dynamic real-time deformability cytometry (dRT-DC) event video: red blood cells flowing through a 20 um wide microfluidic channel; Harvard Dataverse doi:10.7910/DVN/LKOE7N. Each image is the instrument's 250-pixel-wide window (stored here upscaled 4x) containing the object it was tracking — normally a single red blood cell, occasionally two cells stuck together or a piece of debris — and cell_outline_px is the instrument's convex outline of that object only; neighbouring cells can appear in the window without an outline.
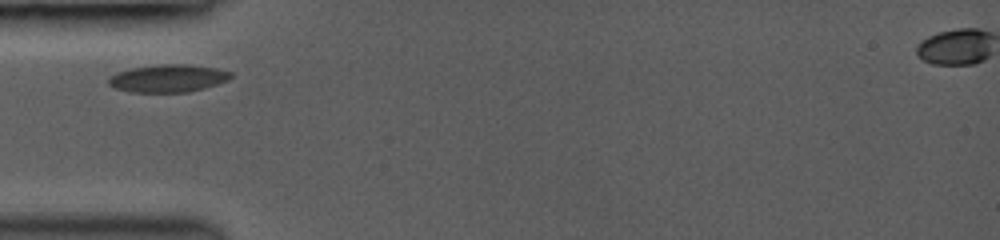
{"species": "common noctule bat (a hibernating species)", "species_latin": "Nyctalus noctula", "temperature_condition": "room temperature", "stored_images_in_passage": 18, "camera_frame_rate_fps": 3000, "um_per_image_px": 0.085, "animal": {"sex": "female", "body_mass_g": 19.0, "forearm_length_mm": 53.3}, "frame": {"image": 1, "passage_image": 1, "time_ms": 0.0, "image_size_px": [1000, 240], "cell_outline_px": [[232, 76], [228, 80], [204, 88], [188, 92], [132, 92], [116, 88], [108, 84], [108, 76], [116, 72], [132, 68], [160, 64], [184, 64], [216, 68], [232, 72]], "centroid_in_image_um": [14.27, 6.65], "position_along_channel_um": 70.7, "area_um2": 19.65}}
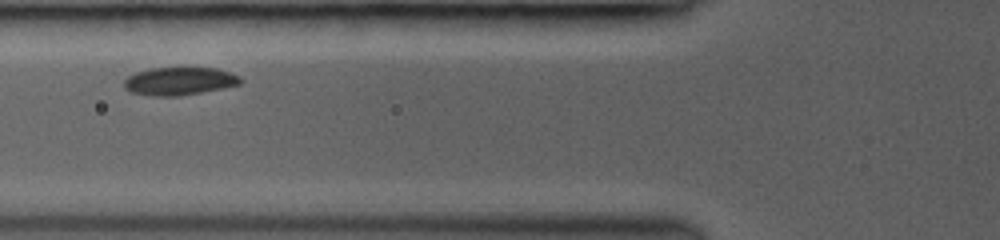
{"frame": {"image": 2, "passage_image": 6, "time_ms": 1.0, "image_size_px": [1000, 240], "cell_outline_px": [[244, 80], [240, 84], [224, 88], [180, 96], [152, 96], [132, 92], [124, 88], [124, 80], [128, 76], [136, 72], [152, 68], [184, 64], [216, 68], [240, 76]], "centroid_in_image_um": [15.28, 6.84], "position_along_channel_um": 110.5, "area_um2": 19.88}}
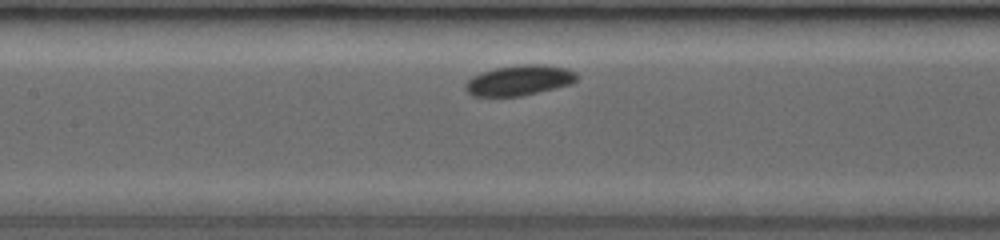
{"frame": {"image": 3, "passage_image": 12, "time_ms": 2.333, "image_size_px": [1000, 240], "cell_outline_px": [[576, 80], [572, 84], [520, 96], [472, 96], [464, 88], [464, 84], [472, 76], [480, 72], [496, 68], [520, 64], [544, 64], [568, 68], [576, 72]], "centroid_in_image_um": [44.13, 6.81], "position_along_channel_um": 163.3, "area_um2": 19.77}}